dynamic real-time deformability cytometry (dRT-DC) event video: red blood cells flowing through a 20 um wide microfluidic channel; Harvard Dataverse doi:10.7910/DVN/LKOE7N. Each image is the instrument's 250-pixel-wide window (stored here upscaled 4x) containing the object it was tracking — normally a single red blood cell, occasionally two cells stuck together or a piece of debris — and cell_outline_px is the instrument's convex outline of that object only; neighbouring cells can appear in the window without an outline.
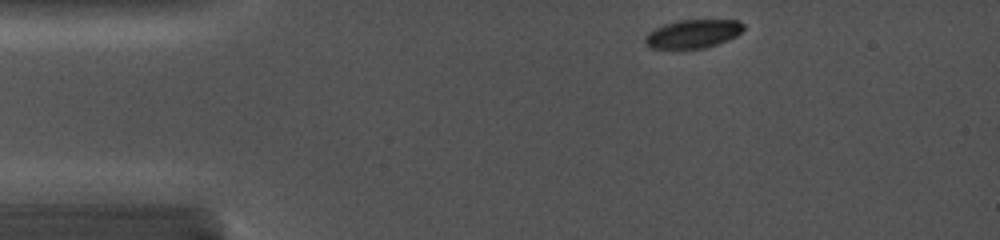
{"species": "common noctule bat (a hibernating species)", "species_latin": "Nyctalus noctula", "temperature_condition": "cold", "stored_images_in_passage": 59, "camera_frame_rate_fps": 5000, "um_per_image_px": 0.085, "animal": {"sex": "female", "body_mass_g": 19.0, "forearm_length_mm": 56.7}, "frame": {"image": 1, "passage_image": 1, "time_ms": 0.0, "image_size_px": [1000, 240], "cell_outline_px": [[744, 28], [736, 36], [728, 40], [704, 48], [648, 48], [644, 40], [644, 36], [648, 32], [664, 24], [676, 20], [736, 20], [744, 24]], "centroid_in_image_um": [58.87, 2.87], "position_along_channel_um": 26.1, "area_um2": 16.3}}
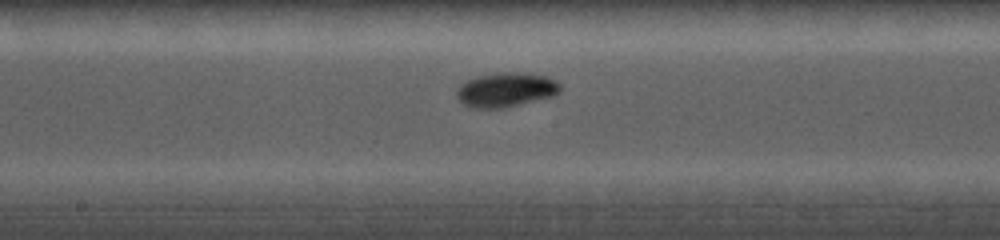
{"frame": {"image": 2, "passage_image": 30, "time_ms": 6.0, "image_size_px": [1000, 240], "cell_outline_px": [[560, 92], [556, 96], [504, 108], [472, 108], [464, 104], [456, 96], [456, 92], [460, 84], [476, 76], [504, 72], [520, 72], [548, 76], [556, 80], [560, 84]], "centroid_in_image_um": [43.04, 7.63], "position_along_channel_um": 205.2, "area_um2": 20.98}}
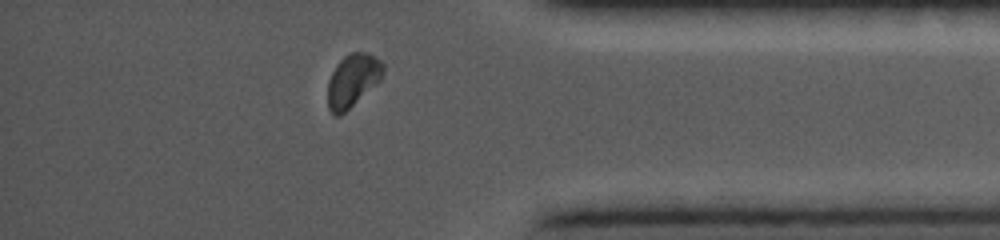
{"frame": {"image": 3, "passage_image": 53, "time_ms": 11.2, "image_size_px": [1000, 240], "cell_outline_px": [[384, 68], [380, 80], [340, 116], [336, 116], [328, 108], [328, 80], [336, 64], [344, 56], [352, 52], [368, 52], [380, 60], [384, 64]], "centroid_in_image_um": [29.96, 6.81], "position_along_channel_um": 405.2, "area_um2": 16.88}}